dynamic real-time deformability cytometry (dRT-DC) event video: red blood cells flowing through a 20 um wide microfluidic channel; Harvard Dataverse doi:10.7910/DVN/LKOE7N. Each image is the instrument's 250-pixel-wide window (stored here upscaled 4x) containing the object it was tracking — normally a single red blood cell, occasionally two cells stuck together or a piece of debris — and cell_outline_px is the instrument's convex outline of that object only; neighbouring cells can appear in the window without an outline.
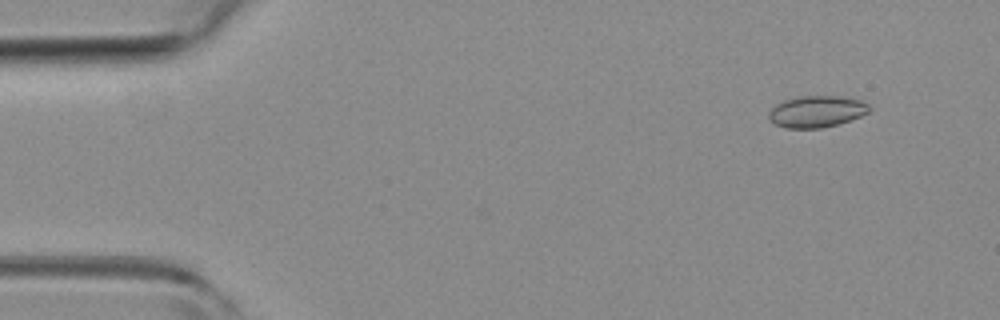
{"species": "common noctule bat (a hibernating species)", "species_latin": "Nyctalus noctula", "temperature_condition": "room temperature", "stored_images_in_passage": 3, "camera_frame_rate_fps": 3000, "um_per_image_px": 0.085, "animal": {"sex": "female", "body_mass_g": 19.3, "forearm_length_mm": 54.1}, "frame": {"image": 1, "passage_image": 1, "time_ms": 0.0, "image_size_px": [1000, 320], "cell_outline_px": [[872, 108], [868, 112], [852, 120], [840, 124], [820, 128], [784, 128], [768, 120], [768, 112], [776, 104], [784, 100], [800, 96], [840, 96], [860, 100], [868, 104]], "centroid_in_image_um": [69.41, 9.48], "position_along_channel_um": 15.6, "area_um2": 18.67}}
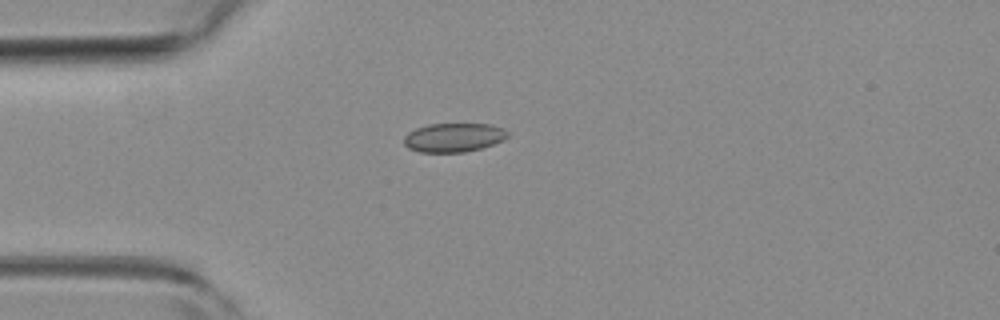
{"frame": {"image": 2, "passage_image": 3, "time_ms": 0.667, "image_size_px": [1000, 320], "cell_outline_px": [[508, 136], [504, 140], [480, 148], [464, 152], [420, 152], [408, 148], [404, 144], [404, 136], [408, 132], [416, 128], [428, 124], [492, 124], [504, 128], [508, 132]], "centroid_in_image_um": [38.56, 11.68], "position_along_channel_um": 46.4, "area_um2": 17.51}}